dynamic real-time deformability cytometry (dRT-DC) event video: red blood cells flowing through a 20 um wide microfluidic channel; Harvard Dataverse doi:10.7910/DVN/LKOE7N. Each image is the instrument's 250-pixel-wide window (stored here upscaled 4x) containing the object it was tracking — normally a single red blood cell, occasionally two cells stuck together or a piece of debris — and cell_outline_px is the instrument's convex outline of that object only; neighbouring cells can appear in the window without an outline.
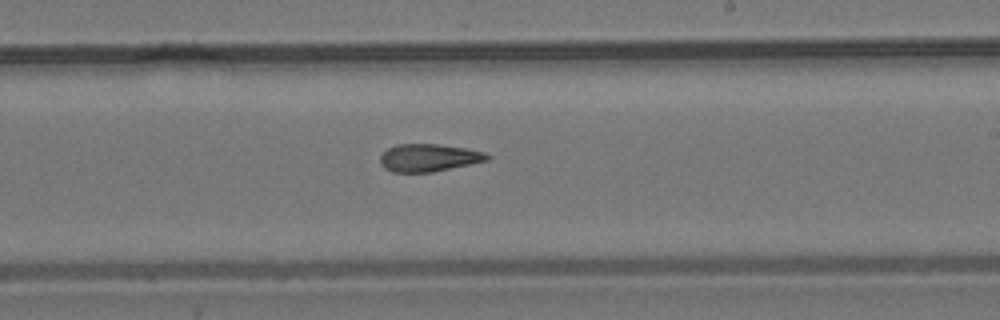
{"species": "common noctule bat (a hibernating species)", "species_latin": "Nyctalus noctula", "temperature_condition": "room temperature", "stored_images_in_passage": 12, "camera_frame_rate_fps": 3000, "um_per_image_px": 0.085, "animal": {"sex": "male", "body_mass_g": 19.2, "forearm_length_mm": 51.8}, "frame": {"image": 1, "passage_image": 12, "time_ms": 14.667, "image_size_px": [1000, 320], "cell_outline_px": [[492, 156], [488, 160], [432, 172], [392, 172], [384, 168], [380, 164], [380, 156], [388, 148], [396, 144], [436, 144], [464, 148], [484, 152]], "centroid_in_image_um": [36.42, 13.41], "position_along_channel_um": 252.6, "area_um2": 17.11}}